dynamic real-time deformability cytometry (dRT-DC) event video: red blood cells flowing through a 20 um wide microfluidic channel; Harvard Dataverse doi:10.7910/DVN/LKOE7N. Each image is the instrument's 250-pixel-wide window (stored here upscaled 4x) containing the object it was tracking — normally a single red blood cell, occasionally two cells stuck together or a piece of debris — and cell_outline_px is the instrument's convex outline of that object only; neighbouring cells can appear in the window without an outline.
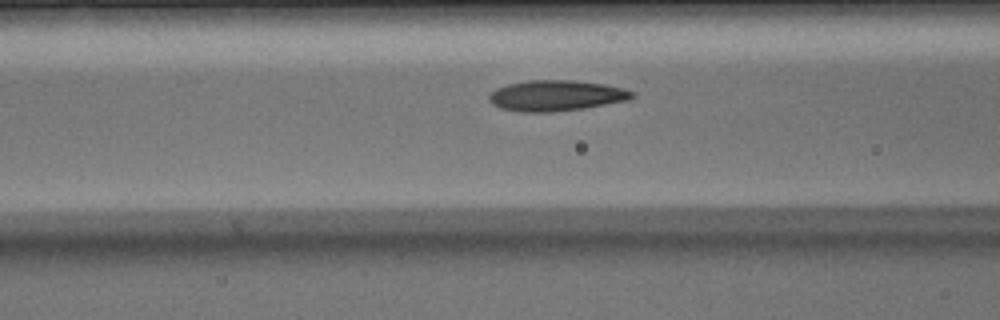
{"species": "Egyptian fruit bat (a non-hibernating species)", "species_latin": "Rousettus aegyptiacus", "temperature_condition": "warm", "stored_images_in_passage": 37, "camera_frame_rate_fps": 3000, "um_per_image_px": 0.085, "animal": {"sex": "male"}, "frame": {"image": 1, "passage_image": 9, "time_ms": 2.667, "image_size_px": [1000, 320], "cell_outline_px": [[636, 96], [628, 100], [580, 108], [552, 112], [520, 112], [500, 108], [492, 104], [488, 100], [488, 96], [496, 88], [508, 84], [528, 80], [572, 80], [604, 84], [624, 88], [636, 92]], "centroid_in_image_um": [47.26, 8.12], "position_along_channel_um": 119.3, "area_um2": 25.61}}
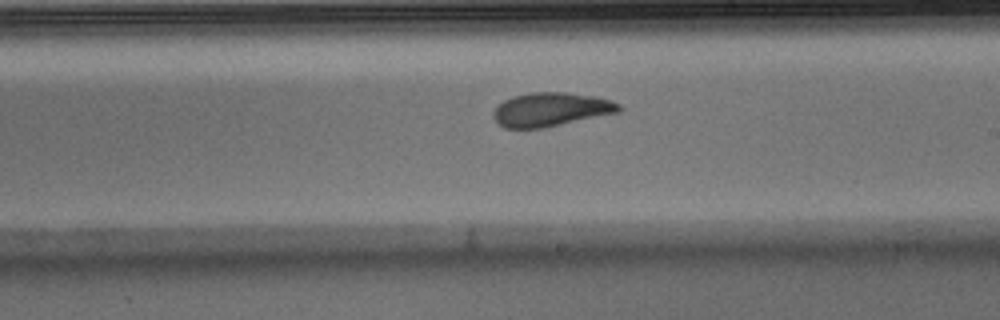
{"frame": {"image": 2, "passage_image": 18, "time_ms": 5.667, "image_size_px": [1000, 320], "cell_outline_px": [[624, 108], [620, 112], [544, 128], [504, 128], [492, 116], [496, 108], [504, 100], [512, 96], [532, 92], [568, 92], [596, 96], [612, 100], [620, 104]], "centroid_in_image_um": [46.89, 9.3], "position_along_channel_um": 242.1, "area_um2": 24.91}}
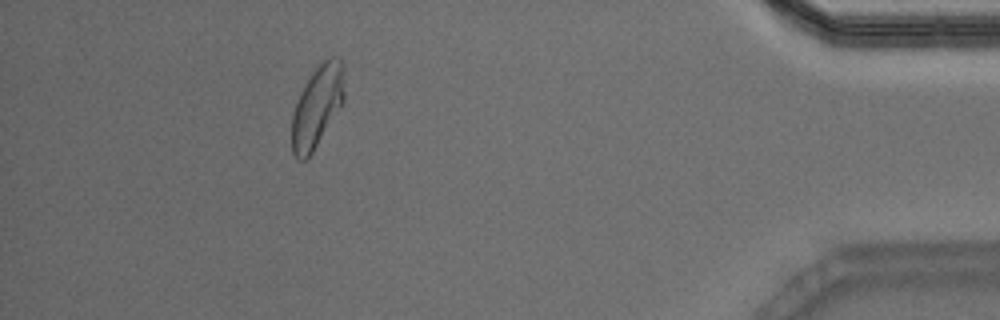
{"frame": {"image": 3, "passage_image": 34, "time_ms": 11.0, "image_size_px": [1000, 320], "cell_outline_px": [[344, 100], [340, 108], [312, 152], [304, 160], [296, 160], [292, 152], [292, 112], [300, 92], [312, 72], [324, 60], [332, 56], [340, 56], [344, 64]], "centroid_in_image_um": [26.97, 9.01], "position_along_channel_um": 408.2, "area_um2": 25.03}}